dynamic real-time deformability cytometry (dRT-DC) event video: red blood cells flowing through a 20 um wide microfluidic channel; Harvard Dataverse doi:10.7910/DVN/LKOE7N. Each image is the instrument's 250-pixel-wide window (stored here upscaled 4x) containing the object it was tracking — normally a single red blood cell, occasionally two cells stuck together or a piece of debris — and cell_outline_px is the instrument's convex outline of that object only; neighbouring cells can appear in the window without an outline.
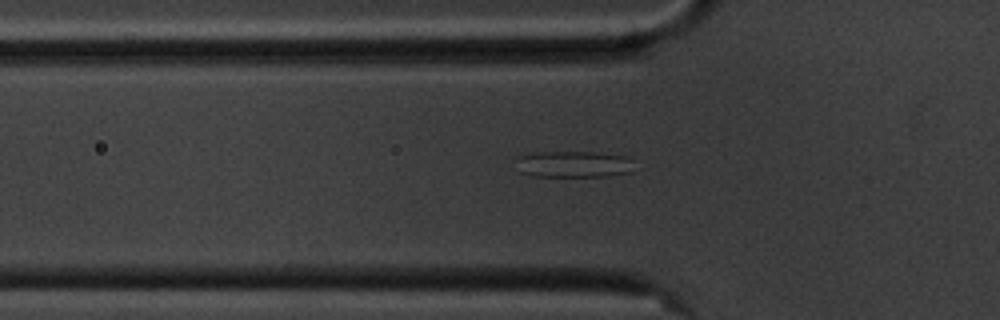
{"species": "common noctule bat (a hibernating species)", "species_latin": "Nyctalus noctula", "temperature_condition": "cold", "stored_images_in_passage": 52, "camera_frame_rate_fps": 3000, "um_per_image_px": 0.085, "animal": {"sex": "male", "body_mass_g": 20.1, "forearm_length_mm": 53.5}, "frame": {"image": 1, "passage_image": 18, "time_ms": 5.667, "image_size_px": [1000, 320], "cell_outline_px": [[632, 172], [608, 176], [532, 176], [520, 172], [516, 156], [532, 152], [596, 152], [628, 156], [632, 160]], "centroid_in_image_um": [48.76, 13.95], "position_along_channel_um": 77.0, "area_um2": 18.38}}
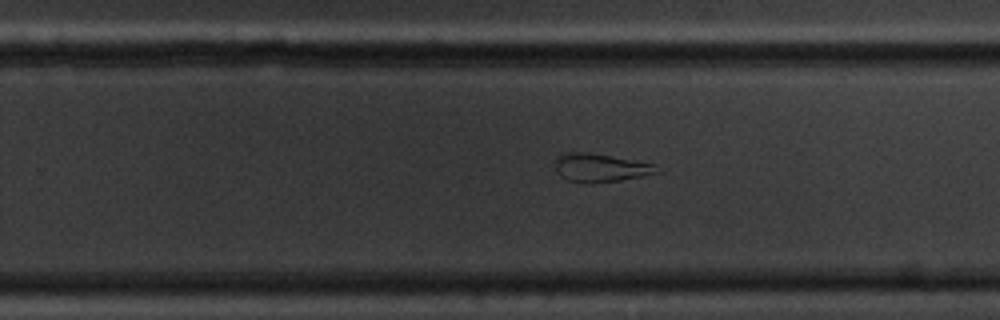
{"frame": {"image": 2, "passage_image": 35, "time_ms": 11.333, "image_size_px": [1000, 320], "cell_outline_px": [[664, 172], [644, 176], [620, 180], [568, 180], [560, 176], [556, 172], [552, 164], [556, 156], [564, 152], [588, 152], [656, 164]], "centroid_in_image_um": [51.05, 14.21], "position_along_channel_um": 278.7, "area_um2": 16.59}}
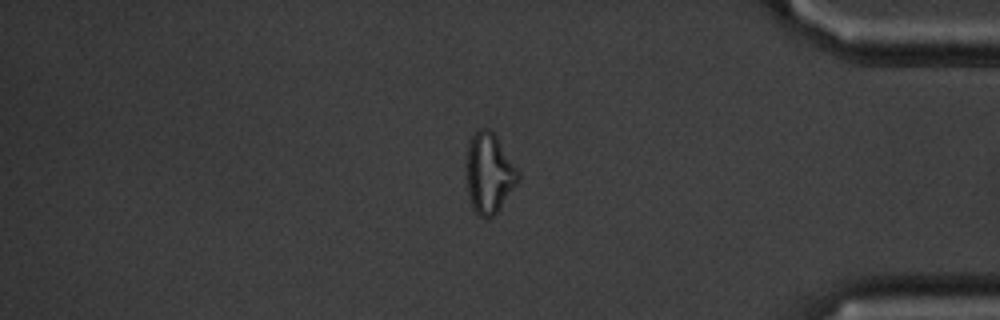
{"frame": {"image": 3, "passage_image": 47, "time_ms": 15.333, "image_size_px": [1000, 320], "cell_outline_px": [[520, 180], [500, 208], [492, 216], [480, 216], [472, 208], [468, 196], [468, 140], [480, 128], [488, 128], [496, 136], [520, 172]], "centroid_in_image_um": [41.6, 14.72], "position_along_channel_um": 393.6, "area_um2": 23.76}, "authors_computed_cell_mechanics": {"area_um2": 22.6576, "velocity_mm_per_s": 3.5503, "shape_relaxation_time_tau1_ms": null, "shape_relaxation_time_tau2_ms": 2.5472, "deformation_change_tau1": null, "deformation_change_tau2": 0.1164}}